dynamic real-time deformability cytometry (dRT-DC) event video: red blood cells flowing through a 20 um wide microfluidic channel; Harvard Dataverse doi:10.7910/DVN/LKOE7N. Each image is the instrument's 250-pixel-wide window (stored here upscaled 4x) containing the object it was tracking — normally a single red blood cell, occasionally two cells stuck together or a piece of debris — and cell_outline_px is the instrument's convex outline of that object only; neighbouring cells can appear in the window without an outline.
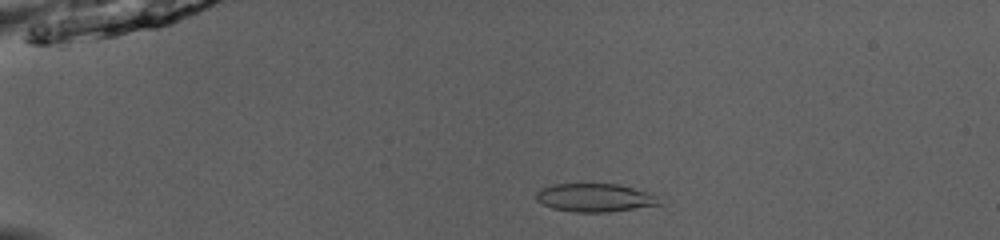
{"species": "common noctule bat (a hibernating species)", "species_latin": "Nyctalus noctula", "temperature_condition": "room temperature", "stored_images_in_passage": 51, "camera_frame_rate_fps": 3000, "um_per_image_px": 0.085, "animal": {"sex": "male", "body_mass_g": 13.0, "forearm_length_mm": 53.1}, "frame": {"image": 1, "passage_image": 12, "time_ms": 3.667, "image_size_px": [1000, 240], "cell_outline_px": [[668, 204], [608, 212], [572, 212], [552, 208], [536, 200], [536, 192], [540, 188], [552, 184], [616, 184], [652, 192]], "centroid_in_image_um": [50.65, 16.81], "position_along_channel_um": 34.3, "area_um2": 20.75}}
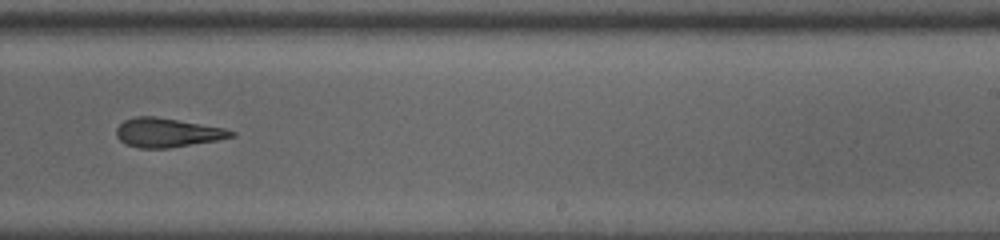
{"frame": {"image": 2, "passage_image": 34, "time_ms": 11.0, "image_size_px": [1000, 240], "cell_outline_px": [[236, 136], [216, 140], [168, 148], [140, 148], [124, 144], [116, 136], [116, 128], [124, 120], [136, 116], [156, 116], [224, 128], [236, 132]], "centroid_in_image_um": [14.19, 11.27], "position_along_channel_um": 274.8, "area_um2": 19.42}}
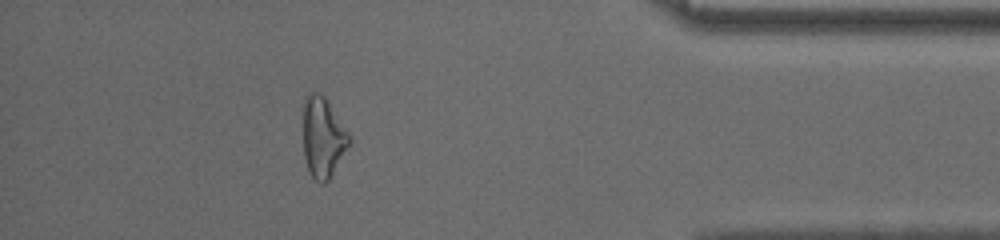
{"frame": {"image": 3, "passage_image": 46, "time_ms": 15.0, "image_size_px": [1000, 240], "cell_outline_px": [[352, 140], [328, 180], [324, 184], [320, 184], [308, 172], [304, 156], [300, 108], [304, 96], [312, 92], [316, 92], [324, 96], [352, 136]], "centroid_in_image_um": [27.39, 11.62], "position_along_channel_um": 407.8, "area_um2": 22.37}, "authors_computed_cell_mechanics": {"area_um2": 20.9236, "velocity_mm_per_s": 4.0803, "shape_relaxation_time_tau1_ms": null, "shape_relaxation_time_tau2_ms": 3.3267, "deformation_change_tau1": null, "deformation_change_tau2": 0.144}}